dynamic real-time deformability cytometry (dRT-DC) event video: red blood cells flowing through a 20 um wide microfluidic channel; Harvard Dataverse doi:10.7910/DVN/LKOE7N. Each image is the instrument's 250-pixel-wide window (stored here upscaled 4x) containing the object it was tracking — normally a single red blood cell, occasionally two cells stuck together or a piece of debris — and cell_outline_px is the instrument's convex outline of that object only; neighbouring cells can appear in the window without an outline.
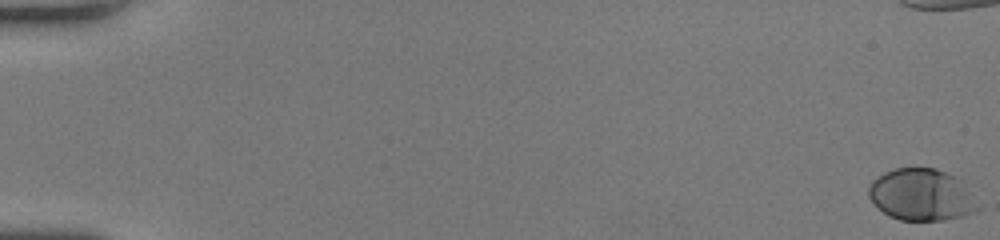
{"species": "human", "species_latin": "Homo sapiens", "temperature_condition": "room temperature", "stored_images_in_passage": 52, "camera_frame_rate_fps": 3000, "um_per_image_px": 0.085, "donor": {"sex": "female"}, "frame": {"image": 1, "passage_image": 1, "time_ms": 0.0, "image_size_px": [1000, 240], "cell_outline_px": [[980, 208], [976, 212], [964, 216], [944, 220], [900, 220], [888, 216], [868, 196], [868, 188], [872, 180], [884, 172], [896, 168], [936, 168], [960, 180]], "centroid_in_image_um": [78.3, 16.57], "position_along_channel_um": 6.7, "area_um2": 32.66}}
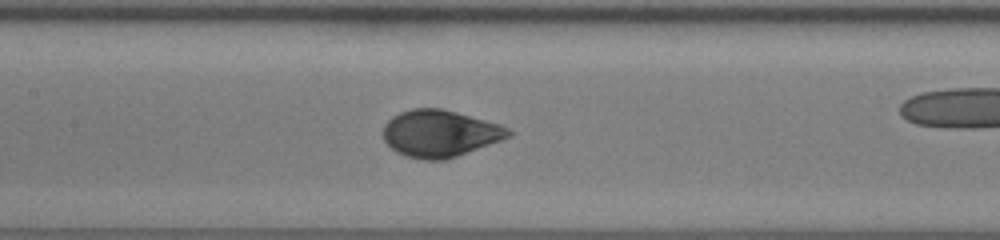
{"frame": {"image": 2, "passage_image": 27, "time_ms": 8.667, "image_size_px": [1000, 240], "cell_outline_px": [[516, 132], [512, 136], [456, 156], [444, 160], [424, 160], [404, 156], [396, 152], [384, 140], [384, 124], [392, 116], [400, 112], [412, 108], [440, 108], [456, 112], [500, 124]], "centroid_in_image_um": [37.39, 11.34], "position_along_channel_um": 170.0, "area_um2": 34.22}}
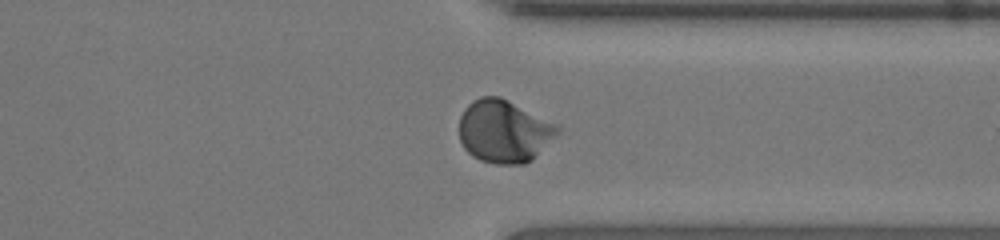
{"frame": {"image": 3, "passage_image": 41, "time_ms": 13.333, "image_size_px": [1000, 240], "cell_outline_px": [[560, 132], [532, 160], [524, 164], [496, 164], [480, 160], [472, 156], [464, 148], [460, 140], [460, 116], [464, 108], [472, 100], [480, 96], [500, 96], [556, 124], [560, 128]], "centroid_in_image_um": [42.83, 11.16], "position_along_channel_um": 368.6, "area_um2": 35.95}, "authors_computed_cell_mechanics": {"area_um2": 33.3506, "velocity_mm_per_s": 4.2578, "shape_relaxation_time_tau1_ms": 2.6029, "shape_relaxation_time_tau2_ms": null, "deformation_change_tau1": 0.1631, "deformation_change_tau2": null}}